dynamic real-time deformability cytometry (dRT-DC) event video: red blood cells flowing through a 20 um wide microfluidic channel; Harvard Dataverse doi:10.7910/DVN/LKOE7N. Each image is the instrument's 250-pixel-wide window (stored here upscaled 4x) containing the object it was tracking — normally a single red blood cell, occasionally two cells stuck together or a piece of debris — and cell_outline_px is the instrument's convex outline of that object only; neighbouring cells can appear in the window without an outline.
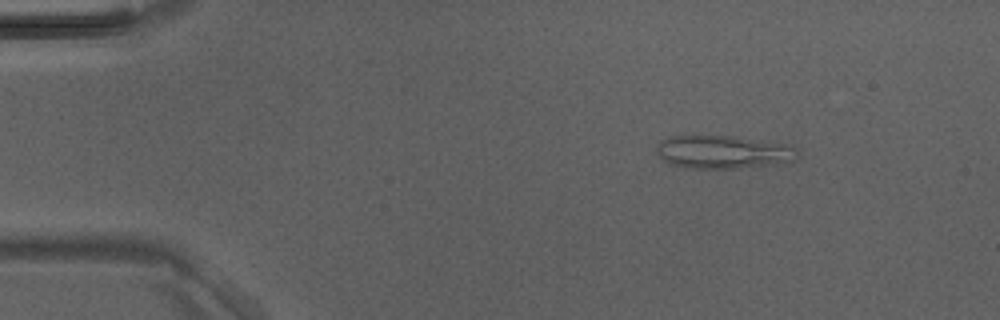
{"species": "Egyptian fruit bat (a non-hibernating species)", "species_latin": "Rousettus aegyptiacus", "temperature_condition": "room temperature", "stored_images_in_passage": 4, "camera_frame_rate_fps": 3000, "um_per_image_px": 0.085, "animal": {"sex": "male"}, "frame": {"image": 1, "passage_image": 1, "time_ms": 0.0, "image_size_px": [1000, 320], "cell_outline_px": [[796, 160], [776, 164], [740, 168], [684, 168], [668, 164], [656, 152], [656, 148], [660, 140], [668, 136], [732, 136], [784, 144], [796, 148]], "centroid_in_image_um": [61.4, 12.93], "position_along_channel_um": 23.6, "area_um2": 27.17}}